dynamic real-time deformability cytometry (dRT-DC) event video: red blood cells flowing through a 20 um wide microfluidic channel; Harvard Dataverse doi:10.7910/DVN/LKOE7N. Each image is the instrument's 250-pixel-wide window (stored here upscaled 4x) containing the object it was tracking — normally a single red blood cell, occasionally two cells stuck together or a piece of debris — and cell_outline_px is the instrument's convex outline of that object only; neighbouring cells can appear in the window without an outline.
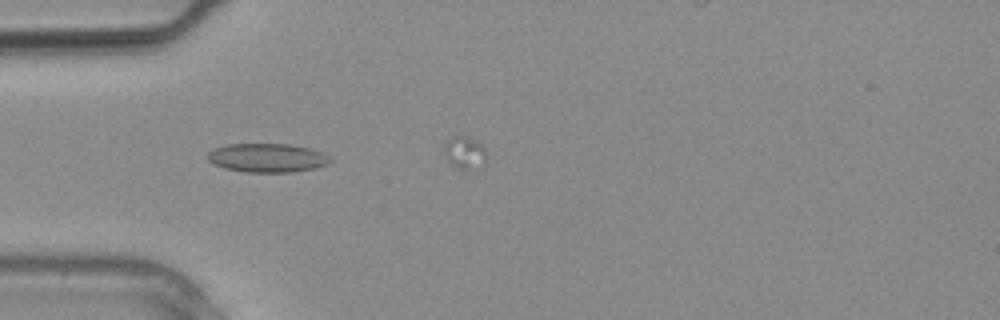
{"species": "common noctule bat (a hibernating species)", "species_latin": "Nyctalus noctula", "temperature_condition": "warm", "stored_images_in_passage": 4, "camera_frame_rate_fps": 3000, "um_per_image_px": 0.085, "animal": {"sex": "male", "body_mass_g": 20.4}, "frame": {"image": 1, "passage_image": 3, "time_ms": 0.667, "image_size_px": [1000, 320], "cell_outline_px": [[336, 160], [328, 164], [312, 168], [292, 172], [244, 172], [224, 168], [212, 164], [208, 160], [208, 152], [212, 148], [224, 144], [288, 144], [308, 148], [320, 152]], "centroid_in_image_um": [22.67, 13.41], "position_along_channel_um": 62.3, "area_um2": 20.69}}